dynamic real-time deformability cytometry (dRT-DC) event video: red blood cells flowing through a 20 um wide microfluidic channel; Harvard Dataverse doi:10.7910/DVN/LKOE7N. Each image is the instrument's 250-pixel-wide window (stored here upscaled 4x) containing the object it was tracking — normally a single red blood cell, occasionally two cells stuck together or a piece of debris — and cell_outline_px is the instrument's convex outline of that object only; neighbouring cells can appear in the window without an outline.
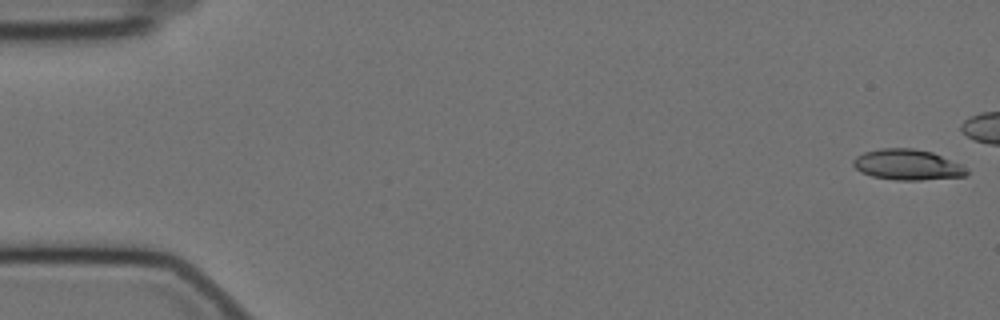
{"species": "Egyptian fruit bat (a non-hibernating species)", "species_latin": "Rousettus aegyptiacus", "temperature_condition": "cold", "stored_images_in_passage": 46, "camera_frame_rate_fps": 3000, "um_per_image_px": 0.085, "animal": {"sex": "female"}, "frame": {"image": 1, "passage_image": 1, "time_ms": 0.0, "image_size_px": [1000, 320], "cell_outline_px": [[968, 172], [964, 176], [920, 180], [896, 180], [872, 176], [860, 172], [852, 164], [852, 160], [856, 156], [864, 152], [880, 148], [912, 148], [932, 152], [964, 164], [968, 168]], "centroid_in_image_um": [77.15, 13.99], "position_along_channel_um": 7.9, "area_um2": 20.46}}
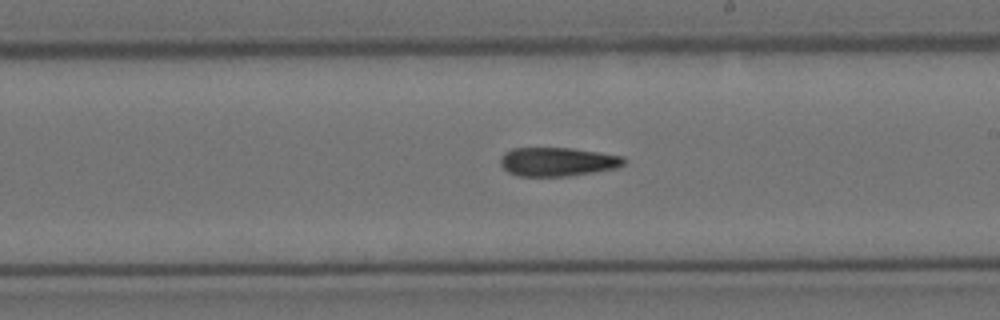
{"frame": {"image": 2, "passage_image": 33, "time_ms": 10.667, "image_size_px": [1000, 320], "cell_outline_px": [[624, 164], [616, 168], [568, 176], [516, 176], [508, 172], [500, 164], [500, 156], [504, 152], [512, 148], [572, 148], [600, 152], [624, 156]], "centroid_in_image_um": [47.36, 13.74], "position_along_channel_um": 241.6, "area_um2": 20.81}}
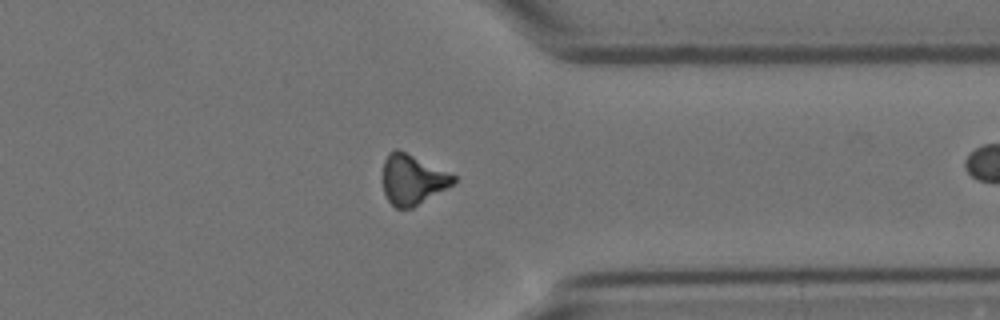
{"frame": {"image": 3, "passage_image": 45, "time_ms": 14.667, "image_size_px": [1000, 320], "cell_outline_px": [[456, 180], [452, 184], [412, 208], [396, 208], [388, 200], [384, 192], [384, 160], [388, 152], [396, 148], [456, 176]], "centroid_in_image_um": [35.03, 15.26], "position_along_channel_um": 376.4, "area_um2": 20.0}}